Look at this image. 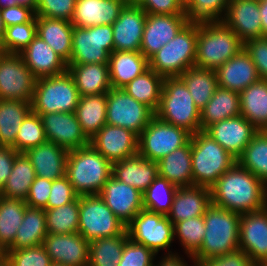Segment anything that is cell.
Masks as SVG:
<instances>
[{"label":"cell","mask_w":267,"mask_h":266,"mask_svg":"<svg viewBox=\"0 0 267 266\" xmlns=\"http://www.w3.org/2000/svg\"><path fill=\"white\" fill-rule=\"evenodd\" d=\"M5 29H6V27L4 25V22H3V19H2V16H1V11H0V42L4 37Z\"/></svg>","instance_id":"a7ac6f4b"},{"label":"cell","mask_w":267,"mask_h":266,"mask_svg":"<svg viewBox=\"0 0 267 266\" xmlns=\"http://www.w3.org/2000/svg\"><path fill=\"white\" fill-rule=\"evenodd\" d=\"M230 0H185L187 22L213 23L223 20Z\"/></svg>","instance_id":"7dc6e473"},{"label":"cell","mask_w":267,"mask_h":266,"mask_svg":"<svg viewBox=\"0 0 267 266\" xmlns=\"http://www.w3.org/2000/svg\"><path fill=\"white\" fill-rule=\"evenodd\" d=\"M26 207L24 200L0 196V248L4 253L13 245Z\"/></svg>","instance_id":"b9f144b4"},{"label":"cell","mask_w":267,"mask_h":266,"mask_svg":"<svg viewBox=\"0 0 267 266\" xmlns=\"http://www.w3.org/2000/svg\"><path fill=\"white\" fill-rule=\"evenodd\" d=\"M179 78L185 83L196 107L201 111L216 92L218 85L217 74L213 69H187Z\"/></svg>","instance_id":"ab89813d"},{"label":"cell","mask_w":267,"mask_h":266,"mask_svg":"<svg viewBox=\"0 0 267 266\" xmlns=\"http://www.w3.org/2000/svg\"><path fill=\"white\" fill-rule=\"evenodd\" d=\"M191 157L194 185L209 188L237 162L204 131L191 134Z\"/></svg>","instance_id":"5b68a950"},{"label":"cell","mask_w":267,"mask_h":266,"mask_svg":"<svg viewBox=\"0 0 267 266\" xmlns=\"http://www.w3.org/2000/svg\"><path fill=\"white\" fill-rule=\"evenodd\" d=\"M154 115L148 106L123 89L111 88L107 92V124L129 129L139 136Z\"/></svg>","instance_id":"4fadbf2b"},{"label":"cell","mask_w":267,"mask_h":266,"mask_svg":"<svg viewBox=\"0 0 267 266\" xmlns=\"http://www.w3.org/2000/svg\"><path fill=\"white\" fill-rule=\"evenodd\" d=\"M65 176L78 196L97 195L112 176V163L88 144L68 152Z\"/></svg>","instance_id":"7a4b0ae2"},{"label":"cell","mask_w":267,"mask_h":266,"mask_svg":"<svg viewBox=\"0 0 267 266\" xmlns=\"http://www.w3.org/2000/svg\"><path fill=\"white\" fill-rule=\"evenodd\" d=\"M258 266H267V262L260 263Z\"/></svg>","instance_id":"34e18365"},{"label":"cell","mask_w":267,"mask_h":266,"mask_svg":"<svg viewBox=\"0 0 267 266\" xmlns=\"http://www.w3.org/2000/svg\"><path fill=\"white\" fill-rule=\"evenodd\" d=\"M37 36L36 16L29 22L6 27L0 42L1 52L20 53Z\"/></svg>","instance_id":"681fc988"},{"label":"cell","mask_w":267,"mask_h":266,"mask_svg":"<svg viewBox=\"0 0 267 266\" xmlns=\"http://www.w3.org/2000/svg\"><path fill=\"white\" fill-rule=\"evenodd\" d=\"M243 48L244 43L223 21L198 24L195 66L216 70Z\"/></svg>","instance_id":"277c9868"},{"label":"cell","mask_w":267,"mask_h":266,"mask_svg":"<svg viewBox=\"0 0 267 266\" xmlns=\"http://www.w3.org/2000/svg\"><path fill=\"white\" fill-rule=\"evenodd\" d=\"M20 54L36 79L67 72V62L38 35Z\"/></svg>","instance_id":"cb8c5ba5"},{"label":"cell","mask_w":267,"mask_h":266,"mask_svg":"<svg viewBox=\"0 0 267 266\" xmlns=\"http://www.w3.org/2000/svg\"><path fill=\"white\" fill-rule=\"evenodd\" d=\"M5 255L11 266H52V261L43 245L7 250Z\"/></svg>","instance_id":"816d5d0a"},{"label":"cell","mask_w":267,"mask_h":266,"mask_svg":"<svg viewBox=\"0 0 267 266\" xmlns=\"http://www.w3.org/2000/svg\"><path fill=\"white\" fill-rule=\"evenodd\" d=\"M215 71L218 85L237 93L260 79L255 64L244 48Z\"/></svg>","instance_id":"d4e9b609"},{"label":"cell","mask_w":267,"mask_h":266,"mask_svg":"<svg viewBox=\"0 0 267 266\" xmlns=\"http://www.w3.org/2000/svg\"><path fill=\"white\" fill-rule=\"evenodd\" d=\"M155 115L167 123L186 129L191 134L201 131L200 110L179 77L164 78L160 104Z\"/></svg>","instance_id":"8992f818"},{"label":"cell","mask_w":267,"mask_h":266,"mask_svg":"<svg viewBox=\"0 0 267 266\" xmlns=\"http://www.w3.org/2000/svg\"><path fill=\"white\" fill-rule=\"evenodd\" d=\"M68 152L67 149L46 140L25 153L30 158L36 177L53 181L65 176Z\"/></svg>","instance_id":"83f0119b"},{"label":"cell","mask_w":267,"mask_h":266,"mask_svg":"<svg viewBox=\"0 0 267 266\" xmlns=\"http://www.w3.org/2000/svg\"><path fill=\"white\" fill-rule=\"evenodd\" d=\"M90 145L114 163L137 154L138 135L129 129L106 123L90 140Z\"/></svg>","instance_id":"9a60e30c"},{"label":"cell","mask_w":267,"mask_h":266,"mask_svg":"<svg viewBox=\"0 0 267 266\" xmlns=\"http://www.w3.org/2000/svg\"><path fill=\"white\" fill-rule=\"evenodd\" d=\"M198 24L187 23L149 60V68L165 77H179L195 66Z\"/></svg>","instance_id":"52a82bcc"},{"label":"cell","mask_w":267,"mask_h":266,"mask_svg":"<svg viewBox=\"0 0 267 266\" xmlns=\"http://www.w3.org/2000/svg\"><path fill=\"white\" fill-rule=\"evenodd\" d=\"M17 153L18 151L11 147L0 146V191L11 174Z\"/></svg>","instance_id":"6125c7cd"},{"label":"cell","mask_w":267,"mask_h":266,"mask_svg":"<svg viewBox=\"0 0 267 266\" xmlns=\"http://www.w3.org/2000/svg\"><path fill=\"white\" fill-rule=\"evenodd\" d=\"M137 4L147 14L186 15L185 0H140Z\"/></svg>","instance_id":"6f0895ef"},{"label":"cell","mask_w":267,"mask_h":266,"mask_svg":"<svg viewBox=\"0 0 267 266\" xmlns=\"http://www.w3.org/2000/svg\"><path fill=\"white\" fill-rule=\"evenodd\" d=\"M240 115L259 131L267 130V80L259 79L241 93Z\"/></svg>","instance_id":"e575fe53"},{"label":"cell","mask_w":267,"mask_h":266,"mask_svg":"<svg viewBox=\"0 0 267 266\" xmlns=\"http://www.w3.org/2000/svg\"><path fill=\"white\" fill-rule=\"evenodd\" d=\"M239 249L258 266L267 262V207L241 214Z\"/></svg>","instance_id":"e0dca14e"},{"label":"cell","mask_w":267,"mask_h":266,"mask_svg":"<svg viewBox=\"0 0 267 266\" xmlns=\"http://www.w3.org/2000/svg\"><path fill=\"white\" fill-rule=\"evenodd\" d=\"M259 13L262 22V37L267 38V0H259Z\"/></svg>","instance_id":"e7e4bbea"},{"label":"cell","mask_w":267,"mask_h":266,"mask_svg":"<svg viewBox=\"0 0 267 266\" xmlns=\"http://www.w3.org/2000/svg\"><path fill=\"white\" fill-rule=\"evenodd\" d=\"M46 141L41 117L32 111L23 120L15 141V150L26 152Z\"/></svg>","instance_id":"f907efd6"},{"label":"cell","mask_w":267,"mask_h":266,"mask_svg":"<svg viewBox=\"0 0 267 266\" xmlns=\"http://www.w3.org/2000/svg\"><path fill=\"white\" fill-rule=\"evenodd\" d=\"M259 130L239 115L208 126L204 132L219 143L234 158H238Z\"/></svg>","instance_id":"ac0fdd59"},{"label":"cell","mask_w":267,"mask_h":266,"mask_svg":"<svg viewBox=\"0 0 267 266\" xmlns=\"http://www.w3.org/2000/svg\"><path fill=\"white\" fill-rule=\"evenodd\" d=\"M146 18L138 4H125L112 24L114 51L140 52Z\"/></svg>","instance_id":"d6986e66"},{"label":"cell","mask_w":267,"mask_h":266,"mask_svg":"<svg viewBox=\"0 0 267 266\" xmlns=\"http://www.w3.org/2000/svg\"><path fill=\"white\" fill-rule=\"evenodd\" d=\"M113 51L112 25L74 26L71 59L67 64L108 63Z\"/></svg>","instance_id":"7c38bea8"},{"label":"cell","mask_w":267,"mask_h":266,"mask_svg":"<svg viewBox=\"0 0 267 266\" xmlns=\"http://www.w3.org/2000/svg\"><path fill=\"white\" fill-rule=\"evenodd\" d=\"M191 133L159 119L154 115L147 127L138 136V154L155 162L184 146Z\"/></svg>","instance_id":"8fae6325"},{"label":"cell","mask_w":267,"mask_h":266,"mask_svg":"<svg viewBox=\"0 0 267 266\" xmlns=\"http://www.w3.org/2000/svg\"><path fill=\"white\" fill-rule=\"evenodd\" d=\"M159 176L177 187L194 185L192 176L191 138L182 147L161 158L158 162Z\"/></svg>","instance_id":"d6a6232c"},{"label":"cell","mask_w":267,"mask_h":266,"mask_svg":"<svg viewBox=\"0 0 267 266\" xmlns=\"http://www.w3.org/2000/svg\"><path fill=\"white\" fill-rule=\"evenodd\" d=\"M126 229L132 241L144 245L156 255L161 250H164L165 255L178 254L170 250L174 241V224L163 214L143 209Z\"/></svg>","instance_id":"30bf717a"},{"label":"cell","mask_w":267,"mask_h":266,"mask_svg":"<svg viewBox=\"0 0 267 266\" xmlns=\"http://www.w3.org/2000/svg\"><path fill=\"white\" fill-rule=\"evenodd\" d=\"M106 110L107 93L80 97L74 113L89 140L107 123Z\"/></svg>","instance_id":"8d00e7d4"},{"label":"cell","mask_w":267,"mask_h":266,"mask_svg":"<svg viewBox=\"0 0 267 266\" xmlns=\"http://www.w3.org/2000/svg\"><path fill=\"white\" fill-rule=\"evenodd\" d=\"M67 65L80 97L107 93L112 88L108 63Z\"/></svg>","instance_id":"f546056e"},{"label":"cell","mask_w":267,"mask_h":266,"mask_svg":"<svg viewBox=\"0 0 267 266\" xmlns=\"http://www.w3.org/2000/svg\"><path fill=\"white\" fill-rule=\"evenodd\" d=\"M186 257L190 258V261L192 260L191 266H197V261L192 256L187 255ZM160 258L158 262H155V266H190L179 254L163 255Z\"/></svg>","instance_id":"be15d7a7"},{"label":"cell","mask_w":267,"mask_h":266,"mask_svg":"<svg viewBox=\"0 0 267 266\" xmlns=\"http://www.w3.org/2000/svg\"><path fill=\"white\" fill-rule=\"evenodd\" d=\"M47 234H71L79 230V196L69 204L44 209Z\"/></svg>","instance_id":"f6af8a7d"},{"label":"cell","mask_w":267,"mask_h":266,"mask_svg":"<svg viewBox=\"0 0 267 266\" xmlns=\"http://www.w3.org/2000/svg\"><path fill=\"white\" fill-rule=\"evenodd\" d=\"M187 23L186 15L147 14L140 52L149 60Z\"/></svg>","instance_id":"44dd1931"},{"label":"cell","mask_w":267,"mask_h":266,"mask_svg":"<svg viewBox=\"0 0 267 266\" xmlns=\"http://www.w3.org/2000/svg\"><path fill=\"white\" fill-rule=\"evenodd\" d=\"M52 266H65V265L58 264V263H53Z\"/></svg>","instance_id":"8c879c8a"},{"label":"cell","mask_w":267,"mask_h":266,"mask_svg":"<svg viewBox=\"0 0 267 266\" xmlns=\"http://www.w3.org/2000/svg\"><path fill=\"white\" fill-rule=\"evenodd\" d=\"M239 115V93L218 86L212 98L200 111L201 131H204L208 126L216 122Z\"/></svg>","instance_id":"836d02e7"},{"label":"cell","mask_w":267,"mask_h":266,"mask_svg":"<svg viewBox=\"0 0 267 266\" xmlns=\"http://www.w3.org/2000/svg\"><path fill=\"white\" fill-rule=\"evenodd\" d=\"M237 163L267 185V130L253 136Z\"/></svg>","instance_id":"ee69618b"},{"label":"cell","mask_w":267,"mask_h":266,"mask_svg":"<svg viewBox=\"0 0 267 266\" xmlns=\"http://www.w3.org/2000/svg\"><path fill=\"white\" fill-rule=\"evenodd\" d=\"M177 189V186L158 175L142 193L143 208L167 216Z\"/></svg>","instance_id":"bcb514c9"},{"label":"cell","mask_w":267,"mask_h":266,"mask_svg":"<svg viewBox=\"0 0 267 266\" xmlns=\"http://www.w3.org/2000/svg\"><path fill=\"white\" fill-rule=\"evenodd\" d=\"M211 204L209 187L198 185L178 187L167 217L175 225L189 218L203 216Z\"/></svg>","instance_id":"484cf974"},{"label":"cell","mask_w":267,"mask_h":266,"mask_svg":"<svg viewBox=\"0 0 267 266\" xmlns=\"http://www.w3.org/2000/svg\"><path fill=\"white\" fill-rule=\"evenodd\" d=\"M126 226L143 210L142 193L111 176L98 194Z\"/></svg>","instance_id":"ffe728a7"},{"label":"cell","mask_w":267,"mask_h":266,"mask_svg":"<svg viewBox=\"0 0 267 266\" xmlns=\"http://www.w3.org/2000/svg\"><path fill=\"white\" fill-rule=\"evenodd\" d=\"M76 0H38L35 16L72 20Z\"/></svg>","instance_id":"db71d44e"},{"label":"cell","mask_w":267,"mask_h":266,"mask_svg":"<svg viewBox=\"0 0 267 266\" xmlns=\"http://www.w3.org/2000/svg\"><path fill=\"white\" fill-rule=\"evenodd\" d=\"M31 111L29 101L0 99V146L15 150L20 126Z\"/></svg>","instance_id":"d590c367"},{"label":"cell","mask_w":267,"mask_h":266,"mask_svg":"<svg viewBox=\"0 0 267 266\" xmlns=\"http://www.w3.org/2000/svg\"><path fill=\"white\" fill-rule=\"evenodd\" d=\"M163 81V76L148 68L122 89L155 113L160 104Z\"/></svg>","instance_id":"60d3db41"},{"label":"cell","mask_w":267,"mask_h":266,"mask_svg":"<svg viewBox=\"0 0 267 266\" xmlns=\"http://www.w3.org/2000/svg\"><path fill=\"white\" fill-rule=\"evenodd\" d=\"M112 88L122 89L149 68L148 59L141 52L113 51L108 61Z\"/></svg>","instance_id":"4dcf8cb0"},{"label":"cell","mask_w":267,"mask_h":266,"mask_svg":"<svg viewBox=\"0 0 267 266\" xmlns=\"http://www.w3.org/2000/svg\"><path fill=\"white\" fill-rule=\"evenodd\" d=\"M52 181L43 177H36L29 188L25 203L30 207L45 208L48 203Z\"/></svg>","instance_id":"680465c9"},{"label":"cell","mask_w":267,"mask_h":266,"mask_svg":"<svg viewBox=\"0 0 267 266\" xmlns=\"http://www.w3.org/2000/svg\"><path fill=\"white\" fill-rule=\"evenodd\" d=\"M126 230L112 210L97 195L79 196V230L88 242L118 236Z\"/></svg>","instance_id":"9c48e42d"},{"label":"cell","mask_w":267,"mask_h":266,"mask_svg":"<svg viewBox=\"0 0 267 266\" xmlns=\"http://www.w3.org/2000/svg\"><path fill=\"white\" fill-rule=\"evenodd\" d=\"M46 236L45 210L43 208L27 206L13 245L8 250H18L42 245Z\"/></svg>","instance_id":"74e56055"},{"label":"cell","mask_w":267,"mask_h":266,"mask_svg":"<svg viewBox=\"0 0 267 266\" xmlns=\"http://www.w3.org/2000/svg\"><path fill=\"white\" fill-rule=\"evenodd\" d=\"M18 5L16 0H0V9Z\"/></svg>","instance_id":"003e7915"},{"label":"cell","mask_w":267,"mask_h":266,"mask_svg":"<svg viewBox=\"0 0 267 266\" xmlns=\"http://www.w3.org/2000/svg\"><path fill=\"white\" fill-rule=\"evenodd\" d=\"M41 117L47 141L68 151L90 144L74 112L38 114Z\"/></svg>","instance_id":"2e32d148"},{"label":"cell","mask_w":267,"mask_h":266,"mask_svg":"<svg viewBox=\"0 0 267 266\" xmlns=\"http://www.w3.org/2000/svg\"><path fill=\"white\" fill-rule=\"evenodd\" d=\"M197 266H257L244 251L238 249L221 256L197 262Z\"/></svg>","instance_id":"91938a15"},{"label":"cell","mask_w":267,"mask_h":266,"mask_svg":"<svg viewBox=\"0 0 267 266\" xmlns=\"http://www.w3.org/2000/svg\"><path fill=\"white\" fill-rule=\"evenodd\" d=\"M37 35L67 63L71 59L74 26L70 21L36 16Z\"/></svg>","instance_id":"1f68e13d"},{"label":"cell","mask_w":267,"mask_h":266,"mask_svg":"<svg viewBox=\"0 0 267 266\" xmlns=\"http://www.w3.org/2000/svg\"><path fill=\"white\" fill-rule=\"evenodd\" d=\"M80 95L69 72L36 79L31 109L35 114L71 113L79 103Z\"/></svg>","instance_id":"ba28073f"},{"label":"cell","mask_w":267,"mask_h":266,"mask_svg":"<svg viewBox=\"0 0 267 266\" xmlns=\"http://www.w3.org/2000/svg\"><path fill=\"white\" fill-rule=\"evenodd\" d=\"M211 202L239 214L267 207V185L237 162L210 187Z\"/></svg>","instance_id":"6da1fadb"},{"label":"cell","mask_w":267,"mask_h":266,"mask_svg":"<svg viewBox=\"0 0 267 266\" xmlns=\"http://www.w3.org/2000/svg\"><path fill=\"white\" fill-rule=\"evenodd\" d=\"M240 216L211 204L203 215L206 231L202 245L192 257L199 262L238 250Z\"/></svg>","instance_id":"3957f363"},{"label":"cell","mask_w":267,"mask_h":266,"mask_svg":"<svg viewBox=\"0 0 267 266\" xmlns=\"http://www.w3.org/2000/svg\"><path fill=\"white\" fill-rule=\"evenodd\" d=\"M35 178L36 173L30 158L25 152H18L12 166L11 174L0 191V196L25 201L29 188Z\"/></svg>","instance_id":"f35d334b"},{"label":"cell","mask_w":267,"mask_h":266,"mask_svg":"<svg viewBox=\"0 0 267 266\" xmlns=\"http://www.w3.org/2000/svg\"><path fill=\"white\" fill-rule=\"evenodd\" d=\"M18 5H24L36 10L38 0H16Z\"/></svg>","instance_id":"03108f58"},{"label":"cell","mask_w":267,"mask_h":266,"mask_svg":"<svg viewBox=\"0 0 267 266\" xmlns=\"http://www.w3.org/2000/svg\"><path fill=\"white\" fill-rule=\"evenodd\" d=\"M244 49L255 64L259 78L267 80V38L248 40L244 43Z\"/></svg>","instance_id":"9f6ffc18"},{"label":"cell","mask_w":267,"mask_h":266,"mask_svg":"<svg viewBox=\"0 0 267 266\" xmlns=\"http://www.w3.org/2000/svg\"><path fill=\"white\" fill-rule=\"evenodd\" d=\"M35 83L20 53L0 52V99L31 102Z\"/></svg>","instance_id":"5bb4252c"},{"label":"cell","mask_w":267,"mask_h":266,"mask_svg":"<svg viewBox=\"0 0 267 266\" xmlns=\"http://www.w3.org/2000/svg\"><path fill=\"white\" fill-rule=\"evenodd\" d=\"M222 21L243 43L262 37L259 0H230Z\"/></svg>","instance_id":"603a6c76"},{"label":"cell","mask_w":267,"mask_h":266,"mask_svg":"<svg viewBox=\"0 0 267 266\" xmlns=\"http://www.w3.org/2000/svg\"><path fill=\"white\" fill-rule=\"evenodd\" d=\"M125 4V0H76L71 23L82 28L112 25Z\"/></svg>","instance_id":"4316f807"},{"label":"cell","mask_w":267,"mask_h":266,"mask_svg":"<svg viewBox=\"0 0 267 266\" xmlns=\"http://www.w3.org/2000/svg\"><path fill=\"white\" fill-rule=\"evenodd\" d=\"M205 231L203 216L189 218L174 225V241L178 239L185 254L193 256L202 245Z\"/></svg>","instance_id":"c3c4849f"},{"label":"cell","mask_w":267,"mask_h":266,"mask_svg":"<svg viewBox=\"0 0 267 266\" xmlns=\"http://www.w3.org/2000/svg\"><path fill=\"white\" fill-rule=\"evenodd\" d=\"M0 11L5 27L29 22L35 16V11L24 5L9 6Z\"/></svg>","instance_id":"94428289"},{"label":"cell","mask_w":267,"mask_h":266,"mask_svg":"<svg viewBox=\"0 0 267 266\" xmlns=\"http://www.w3.org/2000/svg\"><path fill=\"white\" fill-rule=\"evenodd\" d=\"M140 0H125L126 3L137 4Z\"/></svg>","instance_id":"2644e50d"},{"label":"cell","mask_w":267,"mask_h":266,"mask_svg":"<svg viewBox=\"0 0 267 266\" xmlns=\"http://www.w3.org/2000/svg\"><path fill=\"white\" fill-rule=\"evenodd\" d=\"M78 195L75 193L72 184L64 176L52 181L51 191L47 206L44 209H52L73 202Z\"/></svg>","instance_id":"11a10c76"},{"label":"cell","mask_w":267,"mask_h":266,"mask_svg":"<svg viewBox=\"0 0 267 266\" xmlns=\"http://www.w3.org/2000/svg\"><path fill=\"white\" fill-rule=\"evenodd\" d=\"M128 238L126 229L118 236L90 241L88 266H118Z\"/></svg>","instance_id":"7bdbcfd3"},{"label":"cell","mask_w":267,"mask_h":266,"mask_svg":"<svg viewBox=\"0 0 267 266\" xmlns=\"http://www.w3.org/2000/svg\"><path fill=\"white\" fill-rule=\"evenodd\" d=\"M0 266H11L10 260L5 254L0 257Z\"/></svg>","instance_id":"89a4df30"},{"label":"cell","mask_w":267,"mask_h":266,"mask_svg":"<svg viewBox=\"0 0 267 266\" xmlns=\"http://www.w3.org/2000/svg\"><path fill=\"white\" fill-rule=\"evenodd\" d=\"M156 256L149 248L128 238L118 266H155Z\"/></svg>","instance_id":"f5cc1de1"},{"label":"cell","mask_w":267,"mask_h":266,"mask_svg":"<svg viewBox=\"0 0 267 266\" xmlns=\"http://www.w3.org/2000/svg\"><path fill=\"white\" fill-rule=\"evenodd\" d=\"M159 175L158 163L138 153L112 163V176L143 193Z\"/></svg>","instance_id":"f1b7e54d"},{"label":"cell","mask_w":267,"mask_h":266,"mask_svg":"<svg viewBox=\"0 0 267 266\" xmlns=\"http://www.w3.org/2000/svg\"><path fill=\"white\" fill-rule=\"evenodd\" d=\"M5 253L4 251L0 248V257L3 256Z\"/></svg>","instance_id":"753ad0ef"},{"label":"cell","mask_w":267,"mask_h":266,"mask_svg":"<svg viewBox=\"0 0 267 266\" xmlns=\"http://www.w3.org/2000/svg\"><path fill=\"white\" fill-rule=\"evenodd\" d=\"M42 245L52 263L65 266H88L89 242L78 232L47 234Z\"/></svg>","instance_id":"7402d4cb"}]
</instances>
